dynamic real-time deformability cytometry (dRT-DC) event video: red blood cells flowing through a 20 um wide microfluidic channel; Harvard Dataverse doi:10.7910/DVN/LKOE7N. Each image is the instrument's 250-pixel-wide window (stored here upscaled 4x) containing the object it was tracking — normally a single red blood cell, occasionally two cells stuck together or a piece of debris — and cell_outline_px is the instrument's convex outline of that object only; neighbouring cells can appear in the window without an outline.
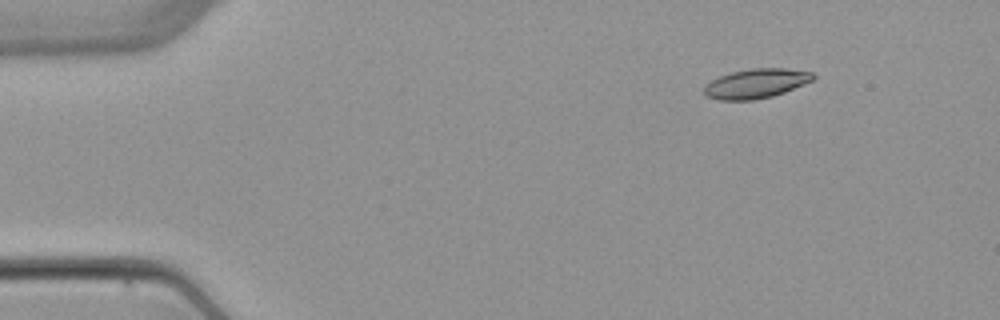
{"species": "common noctule bat (a hibernating species)", "species_latin": "Nyctalus noctula", "temperature_condition": "warm", "stored_images_in_passage": 4, "camera_frame_rate_fps": 3000, "um_per_image_px": 0.085, "animal": {"sex": "female", "body_mass_g": 22.7, "forearm_length_mm": 54.2}, "frame": {"image": 1, "passage_image": 2, "time_ms": 1.333, "image_size_px": [1000, 320], "cell_outline_px": [[816, 76], [812, 80], [804, 84], [784, 92], [772, 96], [752, 100], [720, 100], [708, 96], [704, 92], [704, 84], [720, 76], [732, 72], [752, 68], [784, 68], [812, 72]], "centroid_in_image_um": [64.26, 7.09], "position_along_channel_um": 20.7, "area_um2": 18.55}}